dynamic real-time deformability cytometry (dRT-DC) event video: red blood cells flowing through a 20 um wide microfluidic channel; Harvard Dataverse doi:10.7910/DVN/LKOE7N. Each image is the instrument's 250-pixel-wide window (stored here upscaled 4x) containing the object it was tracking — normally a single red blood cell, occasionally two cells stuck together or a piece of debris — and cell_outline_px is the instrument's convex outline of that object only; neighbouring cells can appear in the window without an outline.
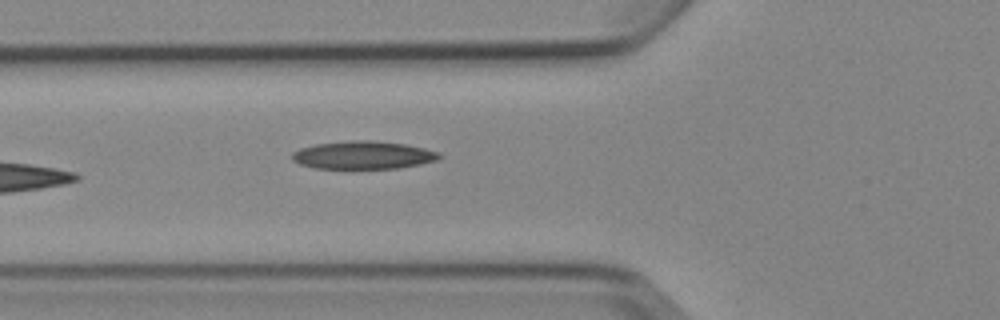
{"species": "Egyptian fruit bat (a non-hibernating species)", "species_latin": "Rousettus aegyptiacus", "temperature_condition": "cold", "stored_images_in_passage": 6, "camera_frame_rate_fps": 3000, "um_per_image_px": 0.085, "animal": {"sex": "female"}, "frame": {"image": 1, "passage_image": 6, "time_ms": 5.667, "image_size_px": [1000, 320], "cell_outline_px": [[444, 156], [436, 160], [420, 164], [400, 168], [316, 168], [300, 164], [292, 160], [292, 152], [300, 148], [316, 144], [352, 140], [368, 140], [404, 144], [424, 148], [440, 152]], "centroid_in_image_um": [30.89, 13.18], "position_along_channel_um": 94.9, "area_um2": 23.87}}